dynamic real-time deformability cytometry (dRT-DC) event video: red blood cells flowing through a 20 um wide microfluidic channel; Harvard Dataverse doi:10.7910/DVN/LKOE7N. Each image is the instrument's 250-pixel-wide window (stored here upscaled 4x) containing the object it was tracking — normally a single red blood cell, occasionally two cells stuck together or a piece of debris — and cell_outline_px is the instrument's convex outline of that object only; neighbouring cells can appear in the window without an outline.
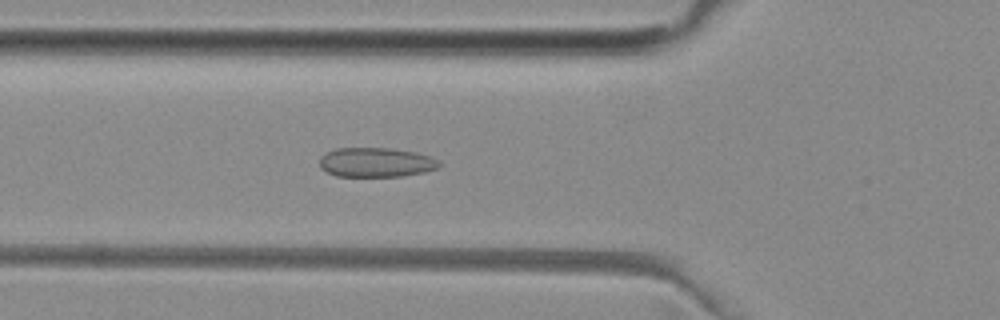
{"species": "common noctule bat (a hibernating species)", "species_latin": "Nyctalus noctula", "temperature_condition": "room temperature", "stored_images_in_passage": 37, "camera_frame_rate_fps": 3000, "um_per_image_px": 0.085, "animal": {"sex": "female", "body_mass_g": 29.2, "forearm_length_mm": 56.3}, "frame": {"image": 1, "passage_image": 10, "time_ms": 3.0, "image_size_px": [1000, 320], "cell_outline_px": [[444, 164], [440, 168], [424, 172], [404, 176], [336, 176], [320, 168], [320, 156], [336, 148], [388, 148], [416, 152], [440, 160]], "centroid_in_image_um": [32.01, 13.8], "position_along_channel_um": 93.8, "area_um2": 20.69}}
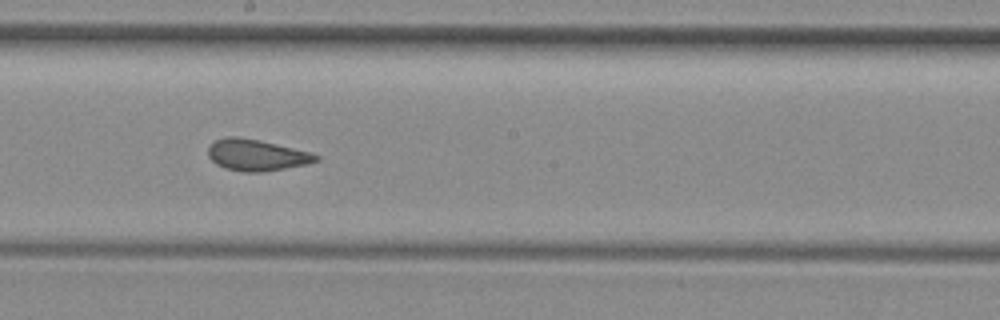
{"frame": {"image": 2, "passage_image": 20, "time_ms": 6.333, "image_size_px": [1000, 320], "cell_outline_px": [[320, 160], [308, 164], [264, 172], [240, 172], [224, 168], [216, 164], [208, 156], [208, 148], [216, 140], [228, 136], [236, 136], [256, 140], [312, 152], [320, 156]], "centroid_in_image_um": [21.82, 13.2], "position_along_channel_um": 226.4, "area_um2": 19.71}}
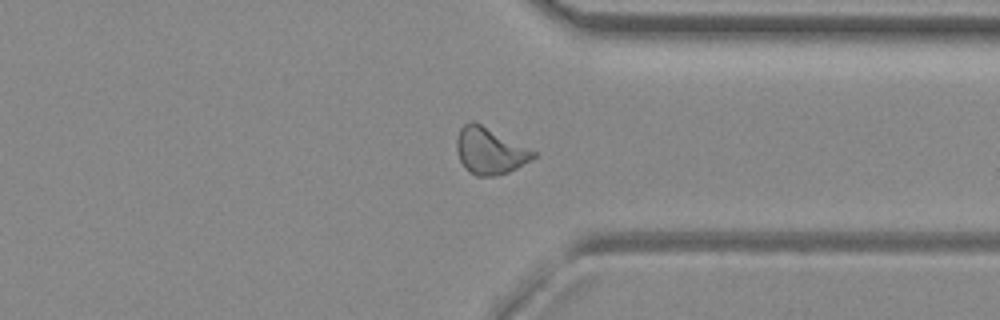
{"frame": {"image": 3, "passage_image": 31, "time_ms": 10.0, "image_size_px": [1000, 320], "cell_outline_px": [[536, 156], [532, 160], [508, 172], [496, 176], [476, 176], [464, 168], [460, 160], [456, 148], [456, 140], [460, 128], [464, 124], [472, 120], [536, 152]], "centroid_in_image_um": [41.6, 12.84], "position_along_channel_um": 369.8, "area_um2": 20.52}, "authors_computed_cell_mechanics": {"area_um2": 19.9988, "velocity_mm_per_s": 3.9634, "shape_relaxation_time_tau1_ms": null, "shape_relaxation_time_tau2_ms": 0.9926, "deformation_change_tau1": null, "deformation_change_tau2": 0.0647}}